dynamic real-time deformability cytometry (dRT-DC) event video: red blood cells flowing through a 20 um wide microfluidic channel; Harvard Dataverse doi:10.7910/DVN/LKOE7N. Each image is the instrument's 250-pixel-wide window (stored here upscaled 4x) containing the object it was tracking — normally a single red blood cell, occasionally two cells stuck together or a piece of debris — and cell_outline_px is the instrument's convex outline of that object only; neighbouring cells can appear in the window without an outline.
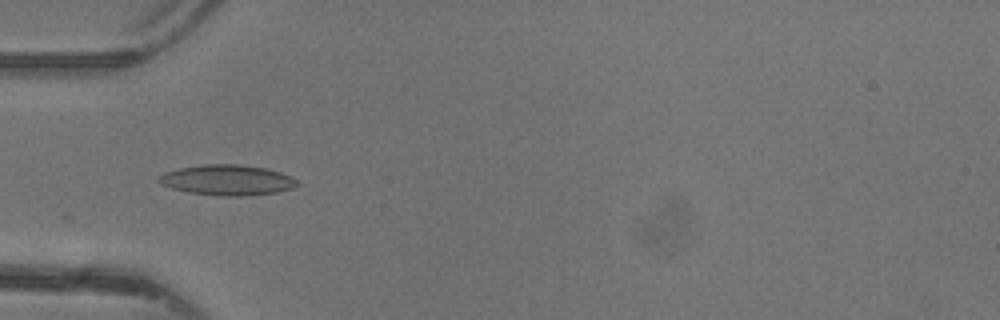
{"species": "common noctule bat (a hibernating species)", "species_latin": "Nyctalus noctula", "temperature_condition": "warm", "stored_images_in_passage": 32, "camera_frame_rate_fps": 3000, "um_per_image_px": 0.085, "animal": {"sex": "female"}, "frame": {"image": 1, "passage_image": 9, "time_ms": 2.667, "image_size_px": [1000, 320], "cell_outline_px": [[300, 184], [292, 188], [276, 192], [244, 196], [228, 196], [188, 192], [172, 188], [156, 180], [156, 176], [164, 172], [180, 168], [204, 164], [240, 164], [264, 168], [280, 172], [292, 176]], "centroid_in_image_um": [19.31, 15.29], "position_along_channel_um": 65.7, "area_um2": 24.45}}
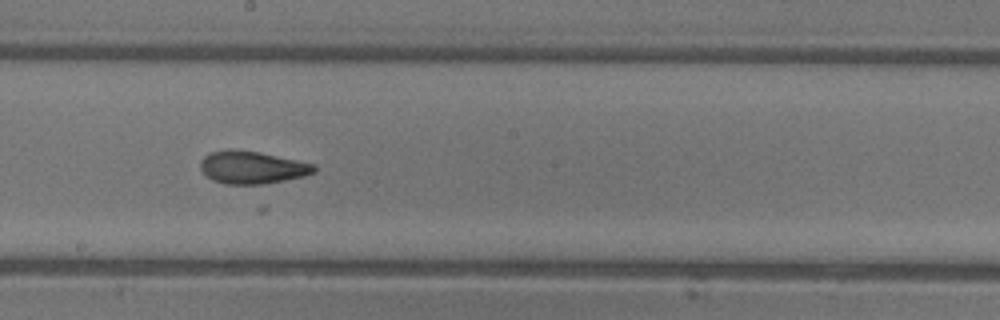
{"frame": {"image": 2, "passage_image": 20, "time_ms": 6.333, "image_size_px": [1000, 320], "cell_outline_px": [[316, 172], [304, 176], [264, 184], [224, 184], [212, 180], [200, 168], [200, 160], [208, 152], [228, 148], [260, 152], [316, 164]], "centroid_in_image_um": [21.42, 14.21], "position_along_channel_um": 226.8, "area_um2": 21.85}}
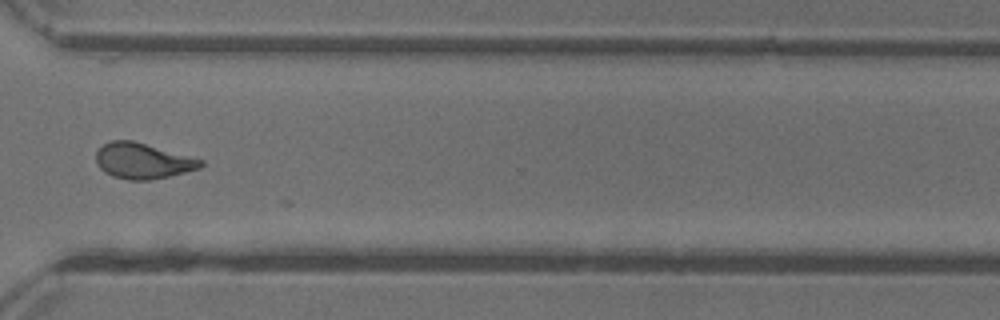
{"frame": {"image": 3, "passage_image": 29, "time_ms": 9.333, "image_size_px": [1000, 320], "cell_outline_px": [[204, 164], [200, 168], [168, 176], [148, 180], [128, 180], [112, 176], [104, 172], [100, 168], [96, 160], [96, 152], [104, 144], [112, 140], [132, 140], [204, 160]], "centroid_in_image_um": [12.12, 13.68], "position_along_channel_um": 358.5, "area_um2": 21.56}}